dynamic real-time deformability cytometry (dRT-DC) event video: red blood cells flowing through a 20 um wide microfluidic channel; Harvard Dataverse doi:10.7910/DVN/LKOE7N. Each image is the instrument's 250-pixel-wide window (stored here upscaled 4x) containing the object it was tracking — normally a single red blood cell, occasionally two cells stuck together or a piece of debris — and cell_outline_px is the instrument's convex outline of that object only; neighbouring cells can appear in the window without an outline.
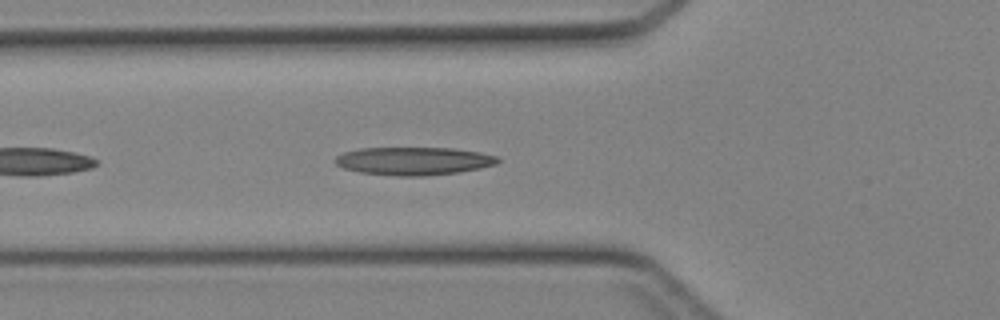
{"species": "Egyptian fruit bat (a non-hibernating species)", "species_latin": "Rousettus aegyptiacus", "temperature_condition": "cold", "stored_images_in_passage": 20, "camera_frame_rate_fps": 3000, "um_per_image_px": 0.085, "animal": {"sex": "female"}, "frame": {"image": 1, "passage_image": 4, "time_ms": 1.0, "image_size_px": [1000, 320], "cell_outline_px": [[500, 160], [496, 164], [480, 168], [456, 172], [424, 176], [400, 176], [360, 172], [344, 168], [336, 164], [336, 156], [344, 152], [360, 148], [456, 148], [480, 152], [496, 156]], "centroid_in_image_um": [35.17, 13.68], "position_along_channel_um": 90.6, "area_um2": 26.36}}
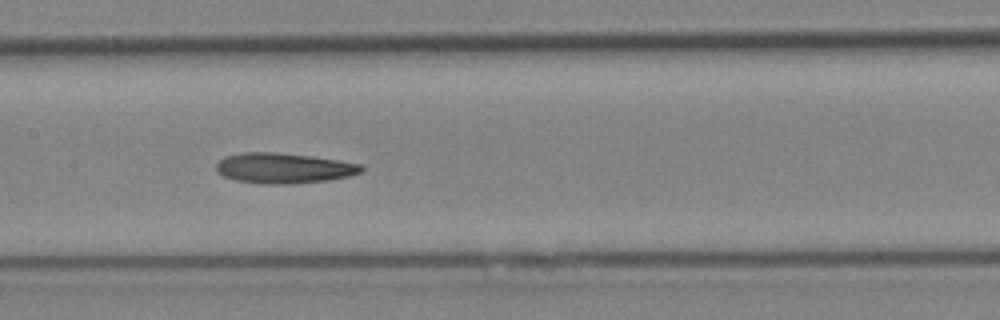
{"frame": {"image": 2, "passage_image": 10, "time_ms": 3.0, "image_size_px": [1000, 320], "cell_outline_px": [[364, 168], [360, 172], [348, 176], [328, 180], [288, 184], [264, 184], [236, 180], [224, 176], [216, 172], [216, 164], [224, 156], [244, 152], [276, 152], [308, 156], [364, 164]], "centroid_in_image_um": [24.09, 14.29], "position_along_channel_um": 183.3, "area_um2": 25.55}}
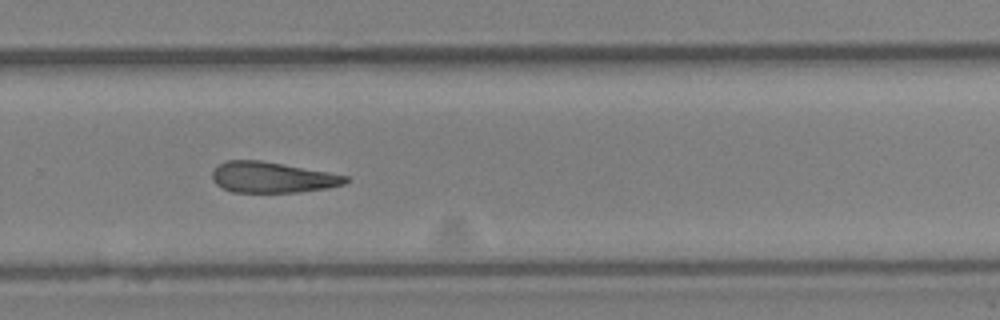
{"frame": {"image": 3, "passage_image": 18, "time_ms": 5.667, "image_size_px": [1000, 320], "cell_outline_px": [[348, 180], [344, 184], [328, 188], [296, 192], [232, 192], [216, 184], [212, 180], [212, 172], [220, 164], [228, 160], [260, 160], [328, 172], [348, 176]], "centroid_in_image_um": [23.13, 15.08], "position_along_channel_um": 306.7, "area_um2": 23.7}}